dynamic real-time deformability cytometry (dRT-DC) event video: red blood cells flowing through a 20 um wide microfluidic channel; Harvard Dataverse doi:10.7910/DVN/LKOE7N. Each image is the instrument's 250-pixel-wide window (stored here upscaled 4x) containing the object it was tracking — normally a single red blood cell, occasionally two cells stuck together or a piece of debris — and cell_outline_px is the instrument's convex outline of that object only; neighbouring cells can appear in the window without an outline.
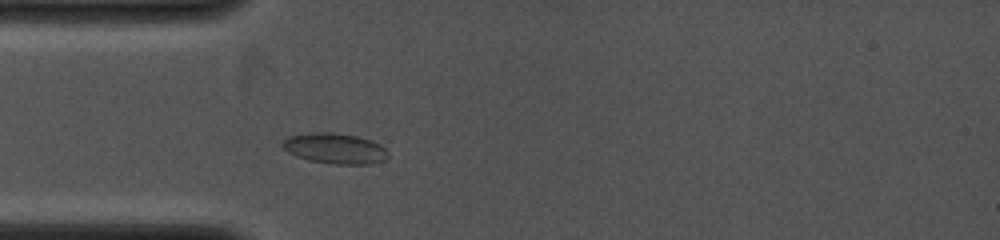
{"species": "common noctule bat (a hibernating species)", "species_latin": "Nyctalus noctula", "temperature_condition": "cold", "stored_images_in_passage": 3, "camera_frame_rate_fps": 4000, "um_per_image_px": 0.085, "animal": {"sex": "female", "body_mass_g": 19.0, "forearm_length_mm": 53.3}, "frame": {"image": 1, "passage_image": 3, "time_ms": 1.75, "image_size_px": [1000, 240], "cell_outline_px": [[388, 156], [384, 160], [368, 164], [336, 164], [308, 160], [296, 156], [288, 152], [280, 144], [288, 136], [312, 132], [332, 132], [356, 136], [372, 140], [380, 144], [388, 152]], "centroid_in_image_um": [28.46, 12.61], "position_along_channel_um": 56.5, "area_um2": 18.79}}